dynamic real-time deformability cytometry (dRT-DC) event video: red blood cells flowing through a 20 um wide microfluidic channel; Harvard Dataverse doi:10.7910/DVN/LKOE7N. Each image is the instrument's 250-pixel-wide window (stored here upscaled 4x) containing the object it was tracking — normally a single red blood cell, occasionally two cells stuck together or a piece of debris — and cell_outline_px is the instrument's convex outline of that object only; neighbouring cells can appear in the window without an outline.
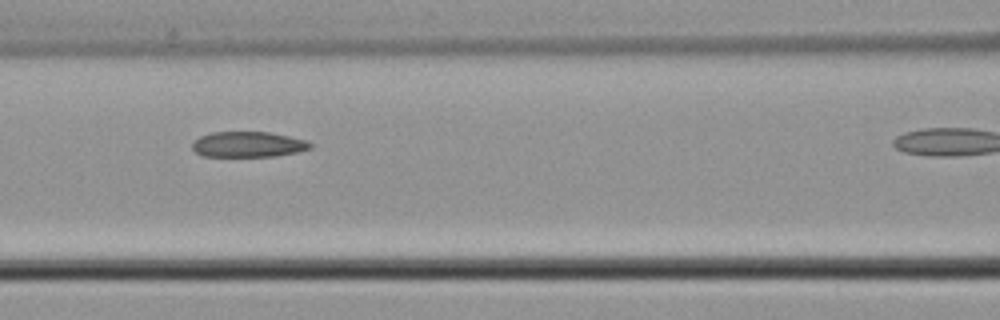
{"species": "common noctule bat (a hibernating species)", "species_latin": "Nyctalus noctula", "temperature_condition": "cold", "stored_images_in_passage": 25, "camera_frame_rate_fps": 3000, "um_per_image_px": 0.085, "animal": {"sex": "male", "body_mass_g": 21.5, "forearm_length_mm": 52.0}, "frame": {"image": 1, "passage_image": 18, "time_ms": 5.667, "image_size_px": [1000, 320], "cell_outline_px": [[312, 148], [296, 152], [276, 156], [200, 156], [192, 148], [192, 140], [200, 136], [212, 132], [268, 132], [308, 140], [312, 144]], "centroid_in_image_um": [21.07, 12.27], "position_along_channel_um": 145.5, "area_um2": 17.63}}